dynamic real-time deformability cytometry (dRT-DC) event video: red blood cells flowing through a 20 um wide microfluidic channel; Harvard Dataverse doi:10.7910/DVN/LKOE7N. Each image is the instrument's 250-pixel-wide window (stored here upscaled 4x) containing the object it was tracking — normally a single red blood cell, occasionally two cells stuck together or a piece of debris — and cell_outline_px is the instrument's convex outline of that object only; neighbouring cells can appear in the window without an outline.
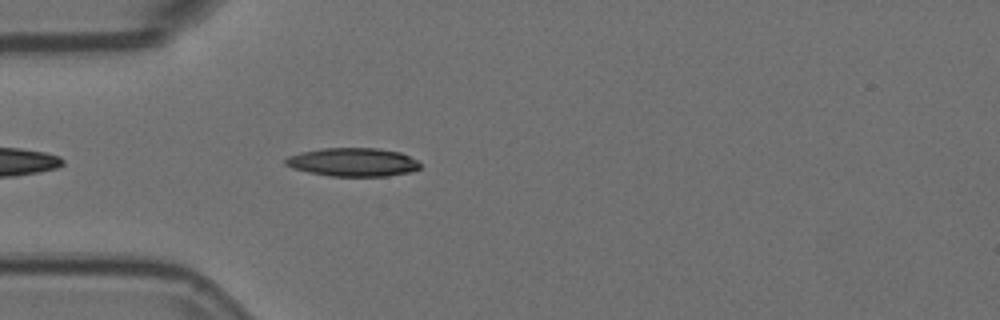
{"species": "Egyptian fruit bat (a non-hibernating species)", "species_latin": "Rousettus aegyptiacus", "temperature_condition": "room temperature", "stored_images_in_passage": 43, "camera_frame_rate_fps": 3000, "um_per_image_px": 0.085, "animal": {"sex": "female"}, "frame": {"image": 1, "passage_image": 4, "time_ms": 1.0, "image_size_px": [1000, 320], "cell_outline_px": [[420, 168], [412, 172], [384, 176], [332, 176], [308, 172], [292, 168], [284, 164], [284, 160], [288, 156], [300, 152], [324, 148], [376, 148], [400, 152], [416, 160], [420, 164]], "centroid_in_image_um": [29.98, 13.78], "position_along_channel_um": 55.0, "area_um2": 22.31}}
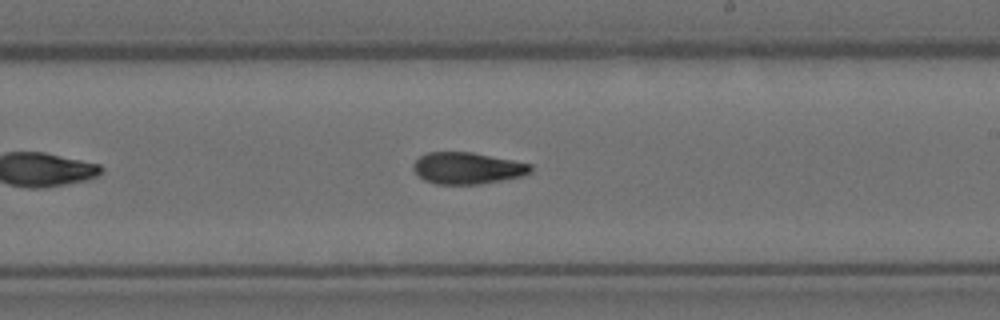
{"frame": {"image": 2, "passage_image": 20, "time_ms": 6.333, "image_size_px": [1000, 320], "cell_outline_px": [[532, 172], [520, 176], [504, 180], [480, 184], [436, 184], [424, 180], [412, 168], [412, 164], [420, 156], [428, 152], [472, 152], [532, 164]], "centroid_in_image_um": [39.72, 14.29], "position_along_channel_um": 249.3, "area_um2": 21.62}}
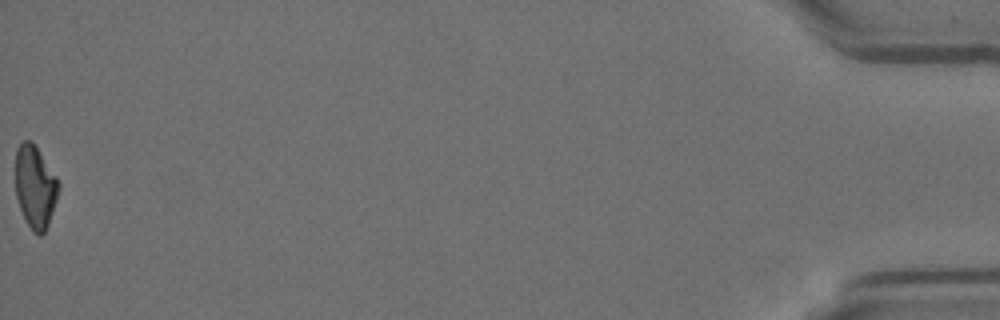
{"frame": {"image": 3, "passage_image": 43, "time_ms": 14.0, "image_size_px": [1000, 320], "cell_outline_px": [[60, 188], [48, 224], [44, 232], [40, 236], [32, 232], [20, 208], [16, 196], [16, 148], [24, 140], [32, 140], [56, 176], [60, 184]], "centroid_in_image_um": [2.99, 15.87], "position_along_channel_um": 432.2, "area_um2": 20.63}, "authors_computed_cell_mechanics": {"area_um2": 21.7328, "velocity_mm_per_s": 3.7304, "shape_relaxation_time_tau1_ms": null, "shape_relaxation_time_tau2_ms": 7.2995, "deformation_change_tau1": null, "deformation_change_tau2": 0.1523}}